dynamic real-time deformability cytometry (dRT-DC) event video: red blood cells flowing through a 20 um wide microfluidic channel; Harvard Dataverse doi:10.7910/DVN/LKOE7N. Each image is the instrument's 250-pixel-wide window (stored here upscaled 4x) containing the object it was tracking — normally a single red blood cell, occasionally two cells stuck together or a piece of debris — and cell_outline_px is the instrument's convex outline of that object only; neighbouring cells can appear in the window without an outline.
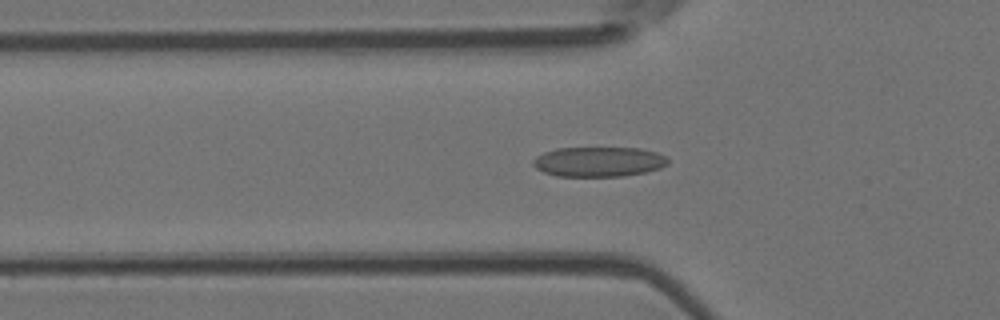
{"species": "Egyptian fruit bat (a non-hibernating species)", "species_latin": "Rousettus aegyptiacus", "temperature_condition": "room temperature", "stored_images_in_passage": 48, "camera_frame_rate_fps": 3000, "um_per_image_px": 0.085, "animal": {"sex": "female"}, "frame": {"image": 1, "passage_image": 13, "time_ms": 4.0, "image_size_px": [1000, 320], "cell_outline_px": [[668, 164], [660, 168], [644, 172], [624, 176], [556, 176], [544, 172], [536, 168], [532, 164], [532, 160], [536, 156], [544, 152], [556, 148], [640, 148], [656, 152], [664, 156], [668, 160]], "centroid_in_image_um": [50.86, 13.74], "position_along_channel_um": 74.9, "area_um2": 23.47}}
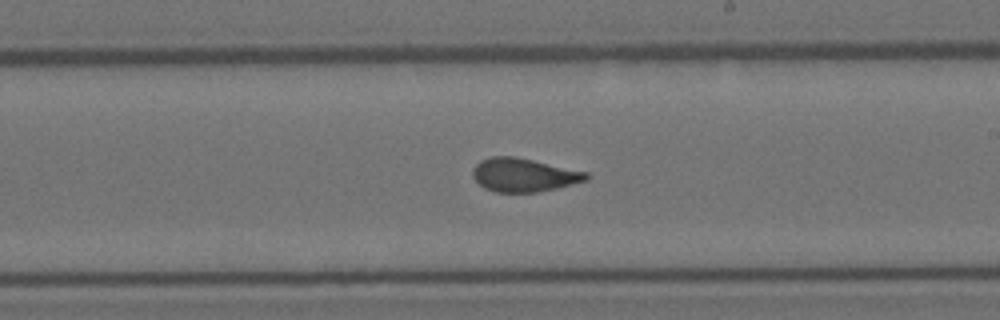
{"frame": {"image": 2, "passage_image": 26, "time_ms": 8.333, "image_size_px": [1000, 320], "cell_outline_px": [[592, 176], [588, 180], [556, 188], [536, 192], [496, 192], [484, 188], [472, 176], [472, 168], [480, 160], [492, 156], [512, 156], [532, 160], [588, 172]], "centroid_in_image_um": [44.52, 14.87], "position_along_channel_um": 244.5, "area_um2": 22.14}}
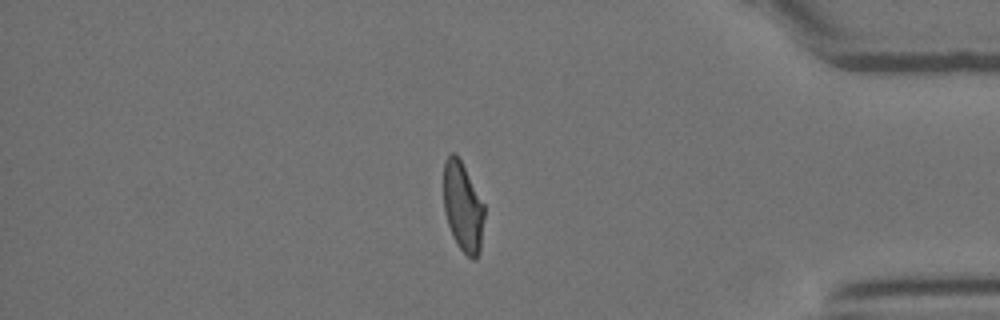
{"frame": {"image": 3, "passage_image": 40, "time_ms": 13.0, "image_size_px": [1000, 320], "cell_outline_px": [[484, 216], [480, 252], [476, 260], [472, 260], [456, 244], [452, 236], [444, 212], [444, 160], [452, 152], [456, 152], [484, 204]], "centroid_in_image_um": [39.34, 17.61], "position_along_channel_um": 395.9, "area_um2": 21.27}, "authors_computed_cell_mechanics": {"area_um2": 22.4553, "velocity_mm_per_s": 3.8986, "shape_relaxation_time_tau1_ms": 9.8663, "shape_relaxation_time_tau2_ms": 1.022, "deformation_change_tau1": 0.2223, "deformation_change_tau2": 0.0798}}